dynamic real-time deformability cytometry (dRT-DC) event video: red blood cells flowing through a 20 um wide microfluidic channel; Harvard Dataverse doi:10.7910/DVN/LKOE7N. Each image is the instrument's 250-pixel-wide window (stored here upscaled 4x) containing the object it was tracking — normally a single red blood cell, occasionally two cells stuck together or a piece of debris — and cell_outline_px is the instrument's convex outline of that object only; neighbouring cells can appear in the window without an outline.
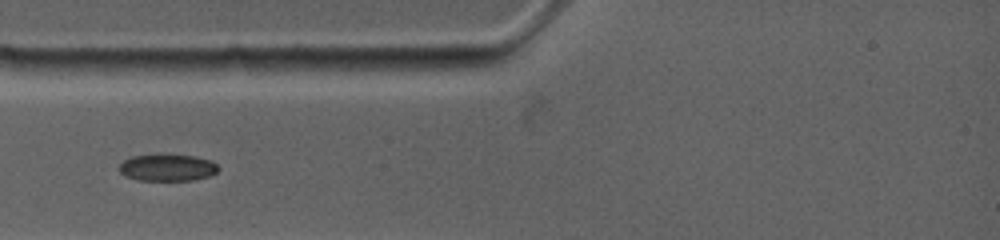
{"species": "common noctule bat (a hibernating species)", "species_latin": "Nyctalus noctula", "temperature_condition": "warm", "stored_images_in_passage": 46, "camera_frame_rate_fps": 4500, "um_per_image_px": 0.085, "animal": {"sex": "female", "body_mass_g": 19.0, "forearm_length_mm": 53.3}, "frame": {"image": 1, "passage_image": 1, "time_ms": 0.0, "image_size_px": [1000, 240], "cell_outline_px": [[220, 168], [216, 172], [208, 176], [192, 180], [140, 180], [124, 176], [120, 172], [120, 164], [124, 160], [132, 156], [160, 152], [164, 152], [196, 156], [212, 160]], "centroid_in_image_um": [14.23, 14.2], "position_along_channel_um": 70.8, "area_um2": 16.07}}
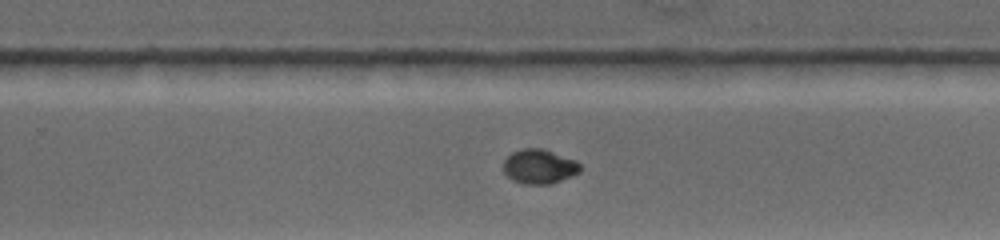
{"frame": {"image": 2, "passage_image": 19, "time_ms": 5.556, "image_size_px": [1000, 240], "cell_outline_px": [[580, 172], [572, 176], [552, 184], [524, 184], [512, 180], [504, 172], [504, 160], [512, 152], [520, 148], [544, 148], [576, 160], [580, 164]], "centroid_in_image_um": [45.85, 14.15], "position_along_channel_um": 284.0, "area_um2": 15.61}}
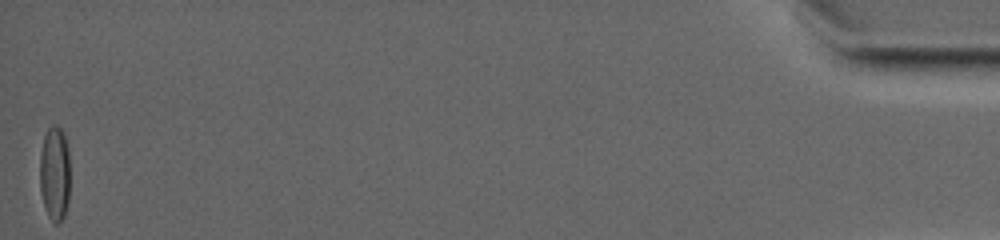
{"frame": {"image": 3, "passage_image": 45, "time_ms": 13.778, "image_size_px": [1000, 240], "cell_outline_px": [[68, 204], [64, 216], [60, 224], [56, 224], [48, 216], [44, 208], [40, 192], [40, 152], [44, 136], [48, 128], [52, 124], [56, 124], [64, 132], [68, 148]], "centroid_in_image_um": [4.63, 14.75], "position_along_channel_um": 430.6, "area_um2": 16.88}}